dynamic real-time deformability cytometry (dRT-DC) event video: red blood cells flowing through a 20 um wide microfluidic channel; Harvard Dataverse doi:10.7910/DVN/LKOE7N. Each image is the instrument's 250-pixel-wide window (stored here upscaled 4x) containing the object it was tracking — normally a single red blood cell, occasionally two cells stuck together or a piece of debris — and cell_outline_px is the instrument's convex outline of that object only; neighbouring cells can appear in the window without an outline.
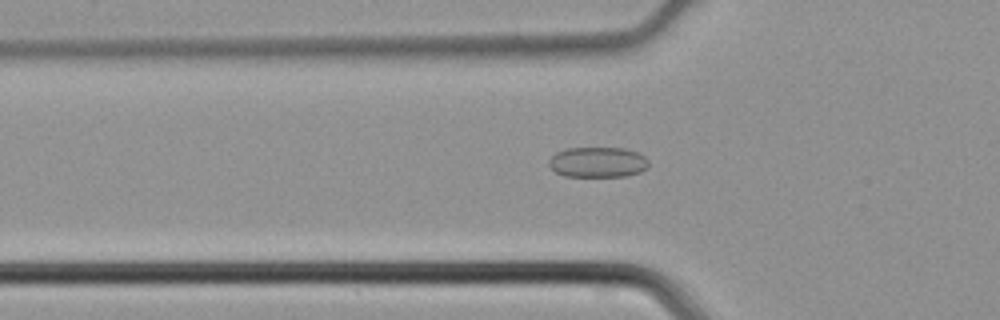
{"species": "common noctule bat (a hibernating species)", "species_latin": "Nyctalus noctula", "temperature_condition": "cold", "stored_images_in_passage": 34, "camera_frame_rate_fps": 3000, "um_per_image_px": 0.085, "animal": {"sex": "male", "body_mass_g": 21.5, "forearm_length_mm": 52.0}, "frame": {"image": 1, "passage_image": 9, "time_ms": 2.667, "image_size_px": [1000, 320], "cell_outline_px": [[648, 168], [640, 172], [624, 176], [564, 176], [556, 172], [548, 164], [548, 160], [556, 152], [564, 148], [624, 148], [636, 152], [644, 156], [648, 160]], "centroid_in_image_um": [50.8, 13.78], "position_along_channel_um": 75.0, "area_um2": 17.69}}
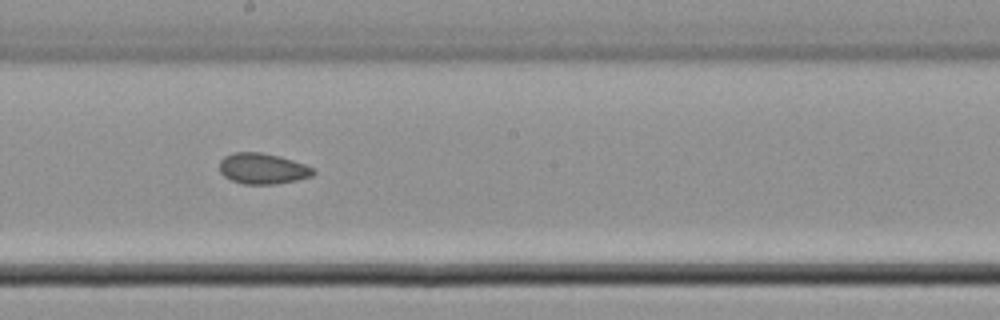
{"frame": {"image": 2, "passage_image": 19, "time_ms": 6.0, "image_size_px": [1000, 320], "cell_outline_px": [[316, 172], [312, 176], [296, 180], [276, 184], [244, 184], [232, 180], [224, 176], [220, 172], [220, 160], [224, 156], [232, 152], [260, 152], [280, 156], [304, 164], [312, 168]], "centroid_in_image_um": [22.31, 14.32], "position_along_channel_um": 225.9, "area_um2": 16.82}}
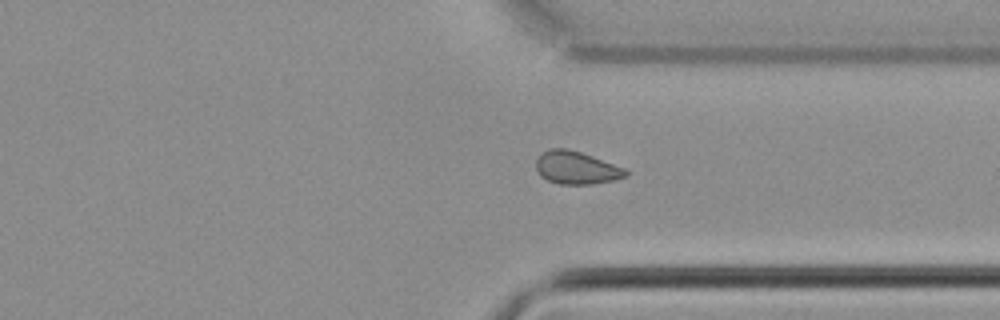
{"frame": {"image": 3, "passage_image": 28, "time_ms": 9.0, "image_size_px": [1000, 320], "cell_outline_px": [[628, 176], [616, 180], [592, 184], [560, 184], [548, 180], [540, 176], [536, 168], [536, 160], [544, 152], [552, 148], [568, 148], [592, 156], [624, 168], [628, 172]], "centroid_in_image_um": [49.0, 14.27], "position_along_channel_um": 362.4, "area_um2": 17.05}}